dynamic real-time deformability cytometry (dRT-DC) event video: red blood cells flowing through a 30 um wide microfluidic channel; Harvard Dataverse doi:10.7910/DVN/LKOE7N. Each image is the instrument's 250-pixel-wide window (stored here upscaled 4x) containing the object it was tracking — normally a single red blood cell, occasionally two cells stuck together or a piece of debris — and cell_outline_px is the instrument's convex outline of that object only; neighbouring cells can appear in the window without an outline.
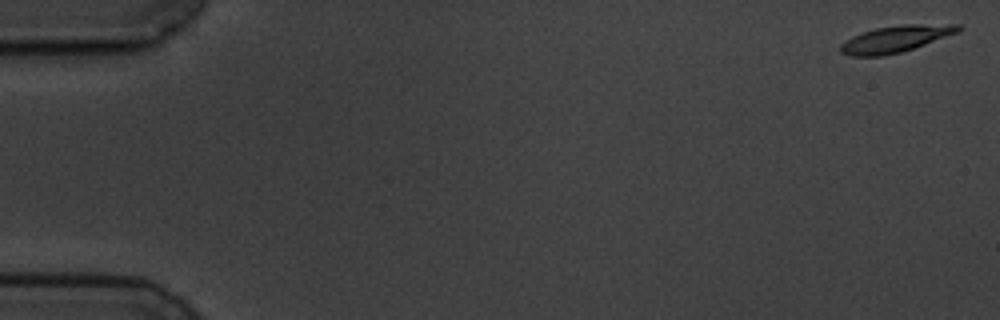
{"species": "common noctule bat (a hibernating species)", "species_latin": "Nyctalus noctula", "temperature_condition": "cold", "stored_images_in_passage": 5, "camera_frame_rate_fps": 3000, "um_per_image_px": 0.085, "animal": {"sex": "male", "body_mass_g": 19.5, "forearm_length_mm": 54.6}, "frame": {"image": 1, "passage_image": 1, "time_ms": 0.0, "image_size_px": [1000, 320], "cell_outline_px": [[960, 32], [900, 52], [884, 56], [848, 56], [840, 52], [840, 44], [852, 36], [876, 28], [904, 24], [960, 24]], "centroid_in_image_um": [76.11, 3.31], "position_along_channel_um": 8.9, "area_um2": 18.15}}
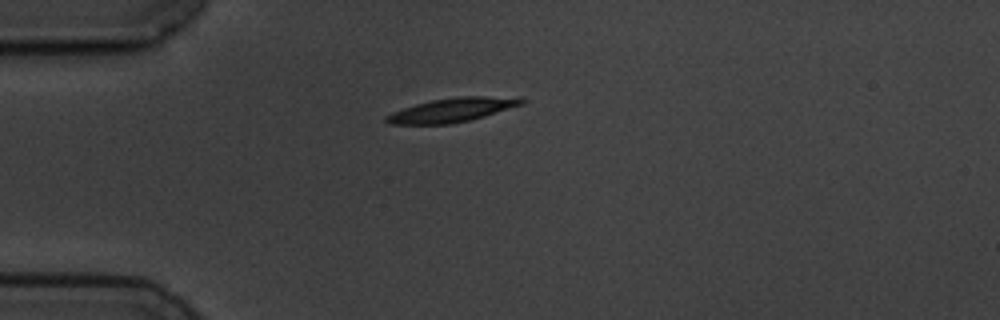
{"frame": {"image": 2, "passage_image": 5, "time_ms": 4.667, "image_size_px": [1000, 320], "cell_outline_px": [[528, 100], [524, 104], [484, 116], [468, 120], [448, 124], [388, 124], [384, 120], [384, 116], [392, 112], [416, 104], [432, 100], [460, 96], [484, 96]], "centroid_in_image_um": [38.36, 9.36], "position_along_channel_um": 46.6, "area_um2": 18.55}}